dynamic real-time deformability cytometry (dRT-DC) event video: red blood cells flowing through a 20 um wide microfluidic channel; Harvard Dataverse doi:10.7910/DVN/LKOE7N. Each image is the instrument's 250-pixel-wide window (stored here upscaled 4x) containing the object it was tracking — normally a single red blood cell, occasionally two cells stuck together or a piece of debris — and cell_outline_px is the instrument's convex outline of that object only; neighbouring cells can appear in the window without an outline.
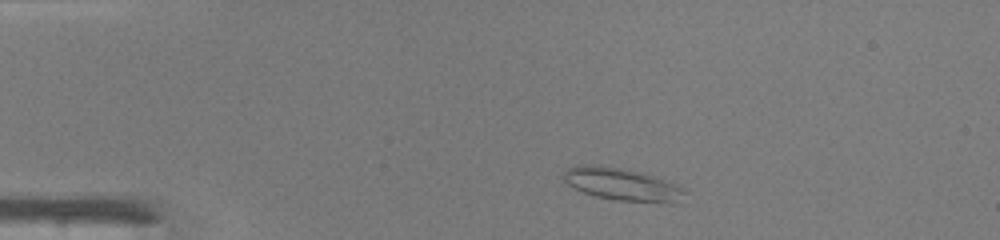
{"species": "common noctule bat (a hibernating species)", "species_latin": "Nyctalus noctula", "temperature_condition": "warm", "stored_images_in_passage": 39, "camera_frame_rate_fps": 3000, "um_per_image_px": 0.085, "animal": {"sex": "male", "body_mass_g": 19.0, "forearm_length_mm": 50.8}, "frame": {"image": 1, "passage_image": 1, "time_ms": 0.0, "image_size_px": [1000, 240], "cell_outline_px": [[688, 192], [684, 204], [668, 204], [612, 200], [596, 196], [584, 192], [560, 180], [560, 176], [568, 168], [580, 164], [600, 164], [644, 172], [684, 188]], "centroid_in_image_um": [52.96, 15.69], "position_along_channel_um": 32.0, "area_um2": 24.04}}
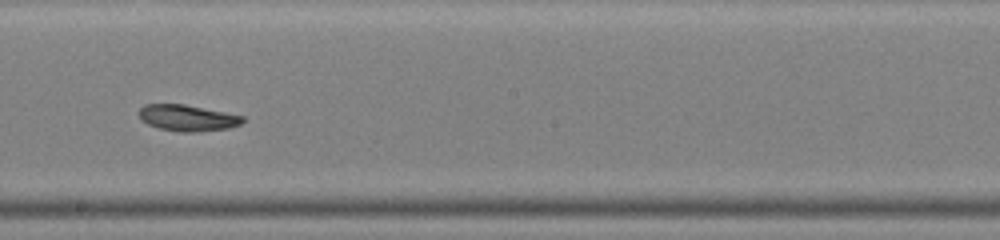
{"frame": {"image": 2, "passage_image": 19, "time_ms": 6.0, "image_size_px": [1000, 240], "cell_outline_px": [[244, 120], [240, 124], [228, 128], [196, 132], [180, 132], [160, 128], [148, 124], [140, 120], [140, 108], [144, 104], [184, 104], [244, 116]], "centroid_in_image_um": [15.92, 10.02], "position_along_channel_um": 232.3, "area_um2": 15.72}}
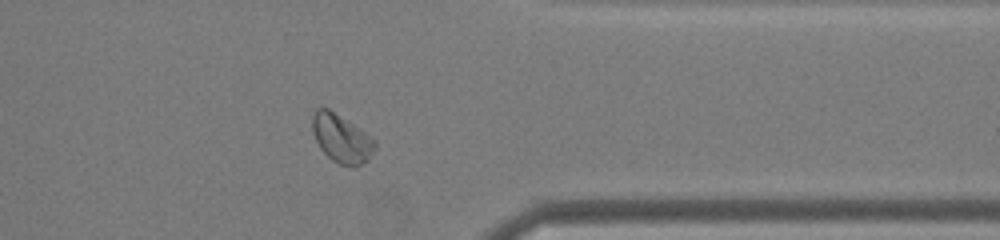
{"frame": {"image": 3, "passage_image": 30, "time_ms": 9.667, "image_size_px": [1000, 240], "cell_outline_px": [[376, 148], [368, 160], [360, 164], [340, 164], [332, 160], [320, 148], [312, 132], [312, 116], [316, 108], [328, 108], [372, 136], [376, 140]], "centroid_in_image_um": [29.03, 11.74], "position_along_channel_um": 382.4, "area_um2": 17.4}, "authors_computed_cell_mechanics": {"area_um2": 17.3978, "velocity_mm_per_s": 4.2782, "shape_relaxation_time_tau1_ms": 4.5117, "shape_relaxation_time_tau2_ms": 2.6648, "deformation_change_tau1": 0.1235, "deformation_change_tau2": 0.0607}}